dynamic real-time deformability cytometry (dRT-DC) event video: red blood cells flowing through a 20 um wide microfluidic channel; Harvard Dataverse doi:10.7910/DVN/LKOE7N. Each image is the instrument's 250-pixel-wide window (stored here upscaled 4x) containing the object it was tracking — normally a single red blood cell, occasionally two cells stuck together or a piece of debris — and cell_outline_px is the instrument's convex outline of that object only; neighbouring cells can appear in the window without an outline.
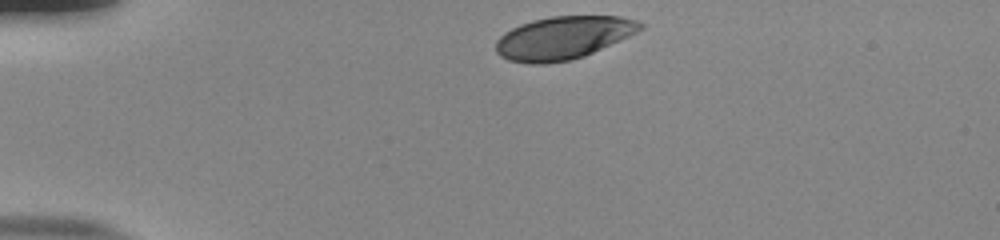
{"species": "human", "species_latin": "Homo sapiens", "temperature_condition": "room temperature", "stored_images_in_passage": 34, "camera_frame_rate_fps": 3000, "um_per_image_px": 0.085, "donor": {"sex": "male"}, "frame": {"image": 1, "passage_image": 1, "time_ms": 0.0, "image_size_px": [1000, 240], "cell_outline_px": [[644, 28], [628, 36], [584, 56], [568, 60], [544, 64], [528, 64], [508, 60], [500, 56], [496, 52], [496, 40], [504, 32], [520, 24], [532, 20], [552, 16], [620, 16], [636, 20], [644, 24]], "centroid_in_image_um": [47.84, 3.21], "position_along_channel_um": 37.2, "area_um2": 36.01}}
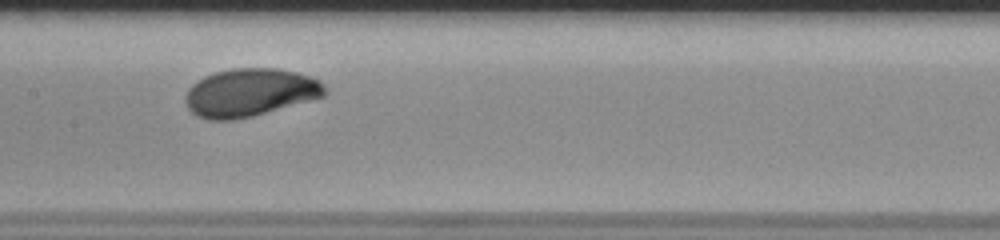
{"frame": {"image": 2, "passage_image": 17, "time_ms": 5.333, "image_size_px": [1000, 240], "cell_outline_px": [[328, 92], [324, 96], [252, 116], [232, 120], [208, 120], [196, 116], [188, 108], [184, 100], [184, 96], [188, 88], [192, 84], [204, 76], [216, 72], [232, 68], [276, 68], [296, 72], [320, 80], [324, 84]], "centroid_in_image_um": [21.22, 7.86], "position_along_channel_um": 186.2, "area_um2": 39.02}}
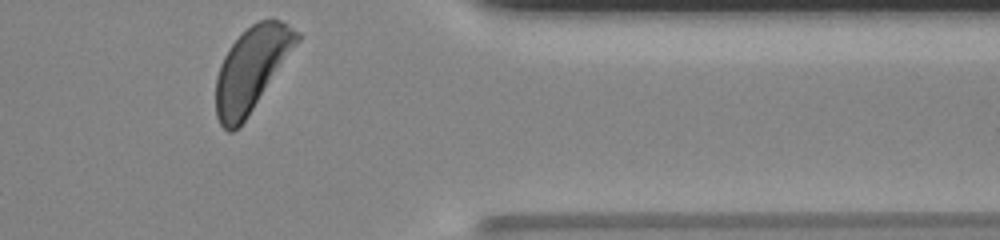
{"frame": {"image": 3, "passage_image": 34, "time_ms": 11.0, "image_size_px": [1000, 240], "cell_outline_px": [[300, 40], [244, 120], [232, 132], [228, 132], [220, 124], [216, 116], [216, 76], [220, 64], [228, 48], [252, 24], [260, 20], [280, 20], [300, 32]], "centroid_in_image_um": [21.36, 5.85], "position_along_channel_um": 390.0, "area_um2": 38.55}, "authors_computed_cell_mechanics": {"area_um2": 38.0613, "velocity_mm_per_s": 3.8155, "shape_relaxation_time_tau1_ms": 2.4582, "shape_relaxation_time_tau2_ms": null, "deformation_change_tau1": 0.1337, "deformation_change_tau2": null}}